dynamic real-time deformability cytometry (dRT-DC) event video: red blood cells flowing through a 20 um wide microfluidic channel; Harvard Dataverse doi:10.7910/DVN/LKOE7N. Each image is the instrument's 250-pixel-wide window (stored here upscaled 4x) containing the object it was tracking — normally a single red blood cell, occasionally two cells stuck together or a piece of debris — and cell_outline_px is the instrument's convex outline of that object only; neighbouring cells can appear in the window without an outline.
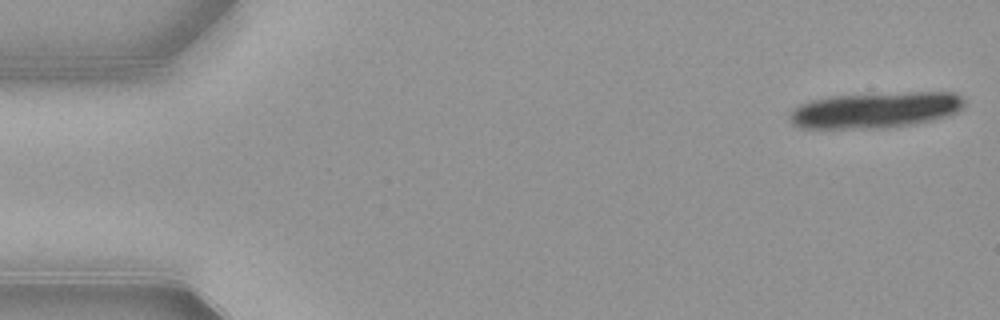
{"species": "common noctule bat (a hibernating species)", "species_latin": "Nyctalus noctula", "temperature_condition": "warm", "stored_images_in_passage": 17, "camera_frame_rate_fps": 3000, "um_per_image_px": 0.085, "animal": {"sex": "female", "body_mass_g": 21.9}, "frame": {"image": 1, "passage_image": 1, "time_ms": 0.0, "image_size_px": [1000, 320], "cell_outline_px": [[964, 108], [948, 116], [932, 120], [912, 124], [888, 128], [800, 128], [792, 124], [788, 120], [788, 112], [792, 108], [808, 100], [832, 96], [908, 92], [952, 92], [960, 96], [964, 100]], "centroid_in_image_um": [74.36, 9.36], "position_along_channel_um": 10.6, "area_um2": 36.93}}